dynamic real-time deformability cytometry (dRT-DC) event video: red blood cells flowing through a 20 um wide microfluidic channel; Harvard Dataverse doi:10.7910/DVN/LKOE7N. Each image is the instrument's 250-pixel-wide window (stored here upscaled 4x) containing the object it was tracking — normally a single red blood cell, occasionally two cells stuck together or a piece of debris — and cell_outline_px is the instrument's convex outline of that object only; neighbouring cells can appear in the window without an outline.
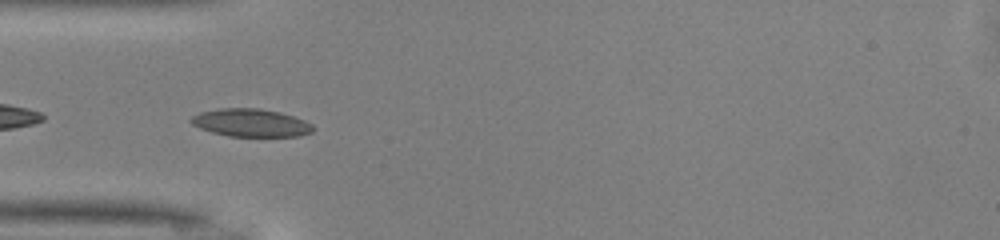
{"species": "common noctule bat (a hibernating species)", "species_latin": "Nyctalus noctula", "temperature_condition": "warm", "stored_images_in_passage": 46, "camera_frame_rate_fps": 3000, "um_per_image_px": 0.085, "animal": {"sex": "male", "body_mass_g": 13.0, "forearm_length_mm": 53.1}, "frame": {"image": 1, "passage_image": 14, "time_ms": 4.333, "image_size_px": [1000, 240], "cell_outline_px": [[316, 128], [312, 132], [300, 136], [228, 136], [212, 132], [200, 128], [192, 124], [188, 120], [192, 116], [200, 112], [220, 108], [260, 108], [280, 112], [304, 120], [312, 124]], "centroid_in_image_um": [21.33, 10.43], "position_along_channel_um": 63.7, "area_um2": 19.88}}
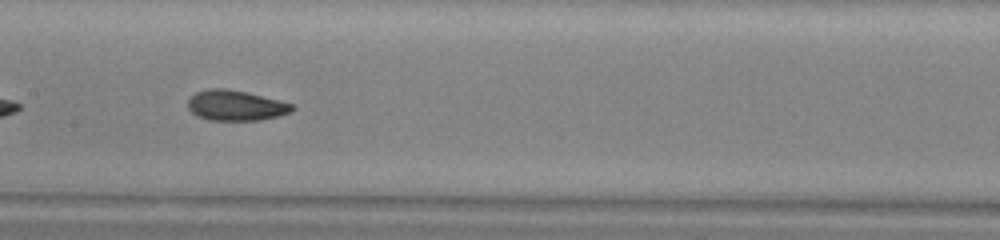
{"frame": {"image": 2, "passage_image": 23, "time_ms": 7.333, "image_size_px": [1000, 240], "cell_outline_px": [[296, 108], [292, 112], [260, 120], [208, 120], [196, 116], [188, 108], [188, 100], [196, 92], [208, 88], [224, 88], [248, 92], [292, 104]], "centroid_in_image_um": [20.02, 8.96], "position_along_channel_um": 187.4, "area_um2": 18.44}}
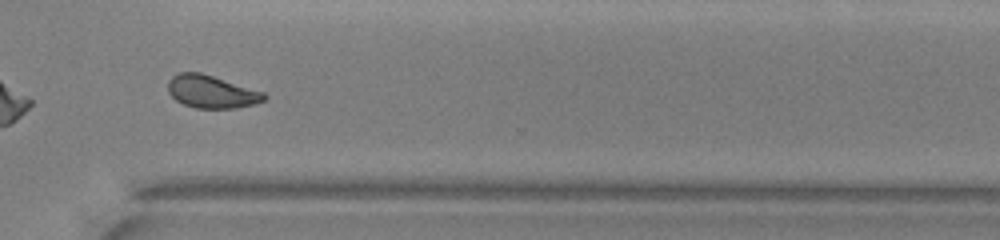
{"frame": {"image": 3, "passage_image": 35, "time_ms": 11.333, "image_size_px": [1000, 240], "cell_outline_px": [[268, 96], [264, 100], [256, 104], [236, 108], [196, 108], [184, 104], [176, 100], [168, 92], [168, 80], [172, 76], [180, 72], [200, 72], [264, 92]], "centroid_in_image_um": [17.98, 7.8], "position_along_channel_um": 352.6, "area_um2": 18.32}, "authors_computed_cell_mechanics": {"area_um2": 18.9295, "velocity_mm_per_s": 4.127, "shape_relaxation_time_tau1_ms": 2.9283, "shape_relaxation_time_tau2_ms": 2.145, "deformation_change_tau1": 0.0997, "deformation_change_tau2": 0.0649}}